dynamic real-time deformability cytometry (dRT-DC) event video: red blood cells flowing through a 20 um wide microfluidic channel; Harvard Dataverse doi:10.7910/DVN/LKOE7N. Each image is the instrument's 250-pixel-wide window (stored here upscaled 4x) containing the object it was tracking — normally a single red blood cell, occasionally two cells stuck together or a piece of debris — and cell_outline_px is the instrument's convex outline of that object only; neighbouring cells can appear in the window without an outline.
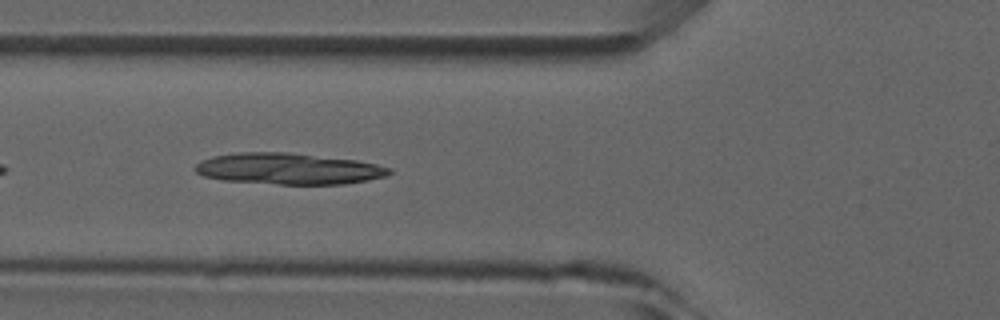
{"species": "common noctule bat (a hibernating species)", "species_latin": "Nyctalus noctula", "temperature_condition": "room temperature", "stored_images_in_passage": 8, "camera_frame_rate_fps": 3000, "um_per_image_px": 0.085, "animal": {"sex": "male", "forearm_length_mm": 52.5}, "frame": {"image": 1, "passage_image": 5, "time_ms": 5.333, "image_size_px": [1000, 320], "cell_outline_px": [[392, 172], [384, 176], [368, 180], [344, 184], [280, 184], [224, 180], [204, 176], [196, 172], [196, 164], [200, 160], [212, 156], [236, 152], [288, 152], [356, 160], [376, 164], [392, 168]], "centroid_in_image_um": [24.51, 14.33], "position_along_channel_um": 101.3, "area_um2": 35.26}}
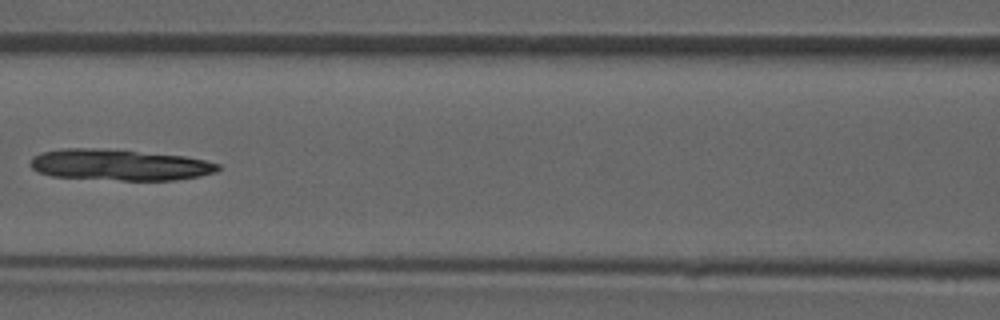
{"frame": {"image": 2, "passage_image": 6, "time_ms": 6.667, "image_size_px": [1000, 320], "cell_outline_px": [[220, 168], [216, 172], [200, 176], [172, 180], [120, 180], [52, 176], [36, 172], [32, 168], [32, 156], [40, 152], [60, 148], [92, 148], [184, 156], [204, 160], [220, 164]], "centroid_in_image_um": [10.12, 14.02], "position_along_channel_um": 156.5, "area_um2": 33.76}}